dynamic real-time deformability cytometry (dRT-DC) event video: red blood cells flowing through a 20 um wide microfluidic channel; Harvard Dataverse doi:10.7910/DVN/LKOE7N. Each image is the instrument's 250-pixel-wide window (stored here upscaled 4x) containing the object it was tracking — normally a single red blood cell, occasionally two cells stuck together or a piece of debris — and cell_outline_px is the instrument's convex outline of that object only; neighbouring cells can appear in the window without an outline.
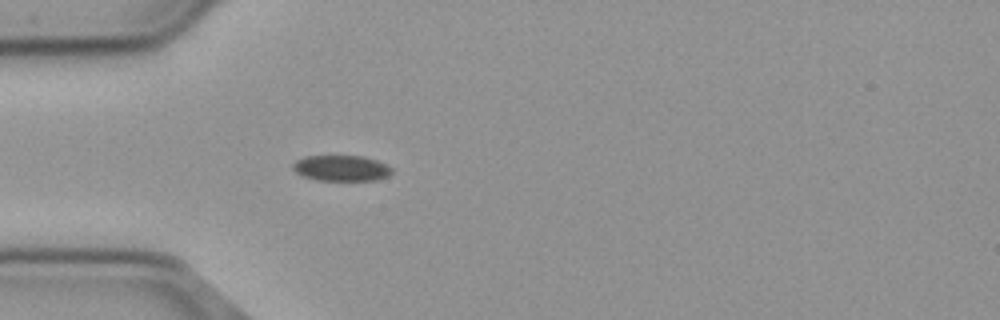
{"species": "common noctule bat (a hibernating species)", "species_latin": "Nyctalus noctula", "temperature_condition": "cold", "stored_images_in_passage": 36, "camera_frame_rate_fps": 3000, "um_per_image_px": 0.085, "animal": {"sex": "male", "body_mass_g": 23.1, "forearm_length_mm": 52.7}, "frame": {"image": 1, "passage_image": 1, "time_ms": 0.0, "image_size_px": [1000, 320], "cell_outline_px": [[392, 172], [388, 176], [376, 180], [316, 180], [304, 176], [296, 172], [292, 168], [292, 164], [296, 160], [304, 156], [364, 156], [376, 160], [392, 168]], "centroid_in_image_um": [29.0, 14.29], "position_along_channel_um": 56.0, "area_um2": 14.8}}
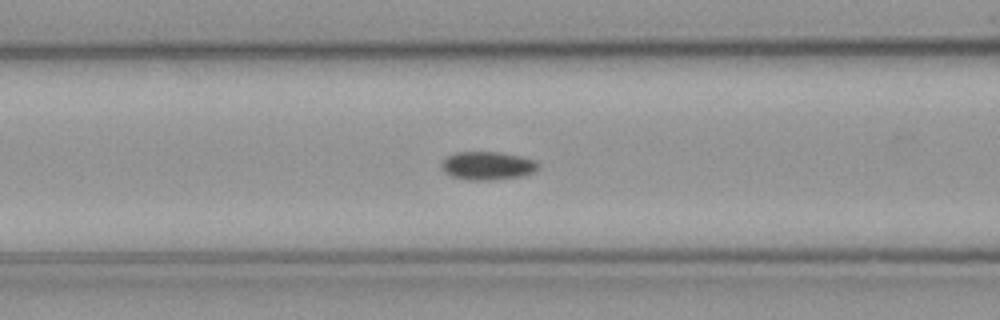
{"frame": {"image": 2, "passage_image": 7, "time_ms": 2.0, "image_size_px": [1000, 320], "cell_outline_px": [[540, 168], [524, 176], [488, 180], [468, 180], [452, 176], [444, 172], [440, 164], [448, 156], [456, 152], [500, 152], [520, 156], [536, 160], [540, 164]], "centroid_in_image_um": [41.47, 14.08], "position_along_channel_um": 125.1, "area_um2": 16.01}}
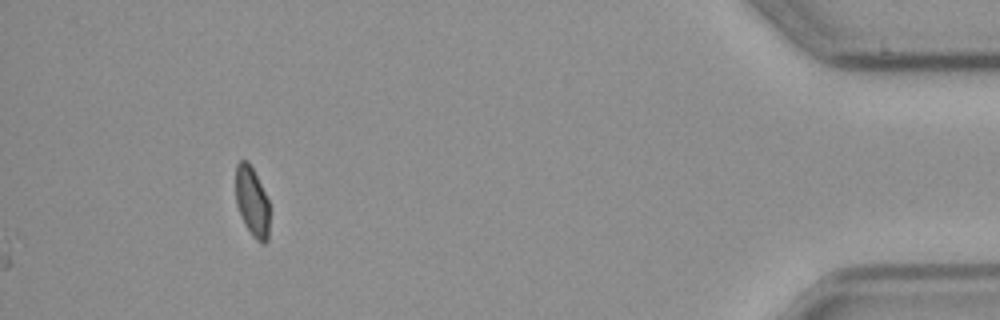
{"frame": {"image": 3, "passage_image": 36, "time_ms": 11.667, "image_size_px": [1000, 320], "cell_outline_px": [[268, 240], [264, 244], [260, 244], [252, 236], [244, 224], [240, 216], [236, 204], [236, 164], [240, 160], [248, 160], [268, 200]], "centroid_in_image_um": [21.4, 17.17], "position_along_channel_um": 413.8, "area_um2": 13.7}, "authors_computed_cell_mechanics": {"area_um2": 15.1725, "velocity_mm_per_s": 3.6838, "shape_relaxation_time_tau1_ms": 5.2701, "shape_relaxation_time_tau2_ms": null, "deformation_change_tau1": 0.088, "deformation_change_tau2": null}}